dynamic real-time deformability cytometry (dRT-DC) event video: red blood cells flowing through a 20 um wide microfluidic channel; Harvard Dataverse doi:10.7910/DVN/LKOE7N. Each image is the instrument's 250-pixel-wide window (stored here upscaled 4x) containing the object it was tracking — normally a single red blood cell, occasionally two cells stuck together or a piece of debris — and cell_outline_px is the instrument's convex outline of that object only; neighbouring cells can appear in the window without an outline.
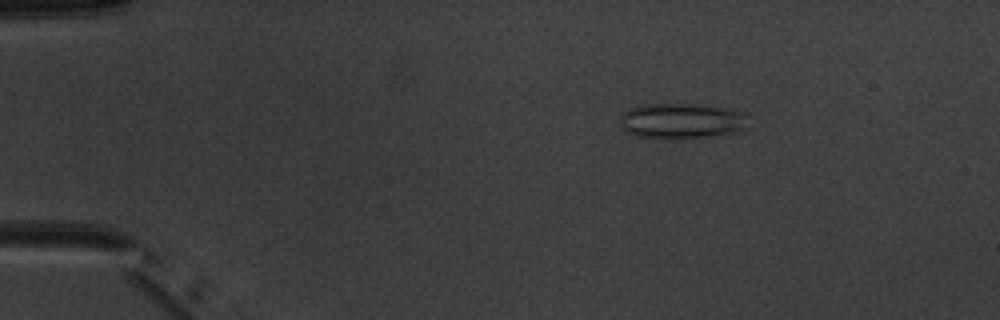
{"species": "common noctule bat (a hibernating species)", "species_latin": "Nyctalus noctula", "temperature_condition": "warm", "stored_images_in_passage": 6, "camera_frame_rate_fps": 3000, "um_per_image_px": 0.085, "animal": {"sex": "male", "body_mass_g": 20.1, "forearm_length_mm": 53.5}, "frame": {"image": 1, "passage_image": 3, "time_ms": 2.333, "image_size_px": [1000, 320], "cell_outline_px": [[748, 128], [744, 132], [704, 136], [636, 136], [624, 132], [620, 128], [620, 112], [644, 104], [692, 104], [728, 108], [744, 112], [748, 116]], "centroid_in_image_um": [57.98, 10.24], "position_along_channel_um": 27.0, "area_um2": 26.3}}